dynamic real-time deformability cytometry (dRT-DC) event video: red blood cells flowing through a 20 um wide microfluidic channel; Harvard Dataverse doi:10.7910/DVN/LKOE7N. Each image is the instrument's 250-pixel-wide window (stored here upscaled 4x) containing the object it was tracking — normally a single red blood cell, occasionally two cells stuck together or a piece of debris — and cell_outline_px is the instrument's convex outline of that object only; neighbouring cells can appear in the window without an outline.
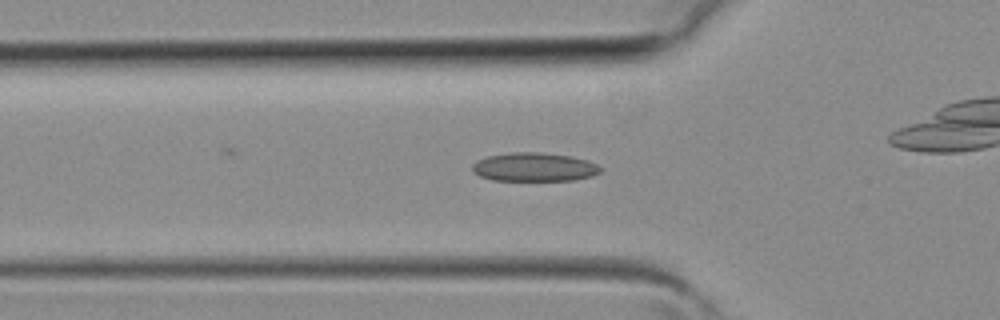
{"species": "common noctule bat (a hibernating species)", "species_latin": "Nyctalus noctula", "temperature_condition": "room temperature", "stored_images_in_passage": 23, "camera_frame_rate_fps": 3000, "um_per_image_px": 0.085, "animal": {"sex": "female", "body_mass_g": 19.3, "forearm_length_mm": 54.1}, "frame": {"image": 1, "passage_image": 4, "time_ms": 1.0, "image_size_px": [1000, 320], "cell_outline_px": [[604, 168], [600, 172], [592, 176], [572, 180], [492, 180], [480, 176], [472, 172], [472, 164], [476, 160], [488, 156], [512, 152], [540, 152], [572, 156], [588, 160]], "centroid_in_image_um": [45.41, 14.19], "position_along_channel_um": 80.4, "area_um2": 21.56}}
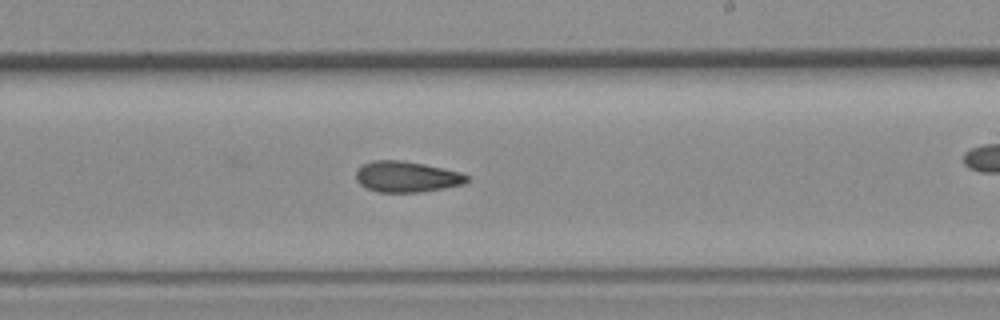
{"frame": {"image": 2, "passage_image": 14, "time_ms": 4.333, "image_size_px": [1000, 320], "cell_outline_px": [[468, 180], [464, 184], [416, 192], [376, 192], [360, 184], [356, 180], [356, 172], [364, 164], [372, 160], [400, 160], [424, 164], [444, 168], [460, 172], [468, 176]], "centroid_in_image_um": [34.55, 15.01], "position_along_channel_um": 254.5, "area_um2": 19.71}}
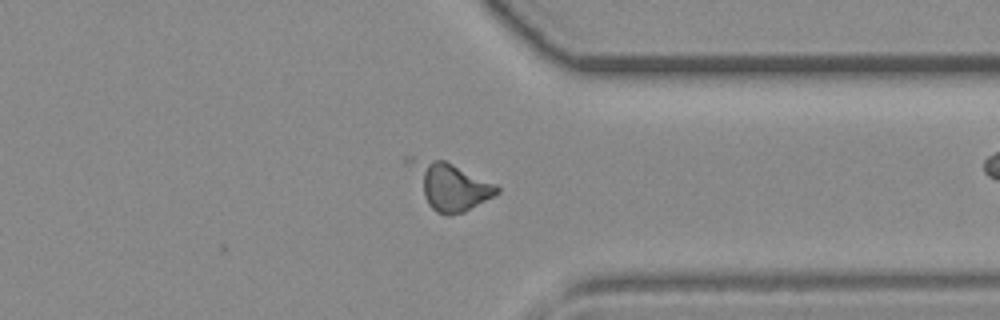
{"frame": {"image": 3, "passage_image": 21, "time_ms": 6.667, "image_size_px": [1000, 320], "cell_outline_px": [[500, 192], [464, 212], [448, 216], [436, 212], [428, 204], [404, 164], [404, 156], [412, 156], [444, 160], [496, 184], [500, 188]], "centroid_in_image_um": [38.14, 15.74], "position_along_channel_um": 373.3, "area_um2": 24.22}}